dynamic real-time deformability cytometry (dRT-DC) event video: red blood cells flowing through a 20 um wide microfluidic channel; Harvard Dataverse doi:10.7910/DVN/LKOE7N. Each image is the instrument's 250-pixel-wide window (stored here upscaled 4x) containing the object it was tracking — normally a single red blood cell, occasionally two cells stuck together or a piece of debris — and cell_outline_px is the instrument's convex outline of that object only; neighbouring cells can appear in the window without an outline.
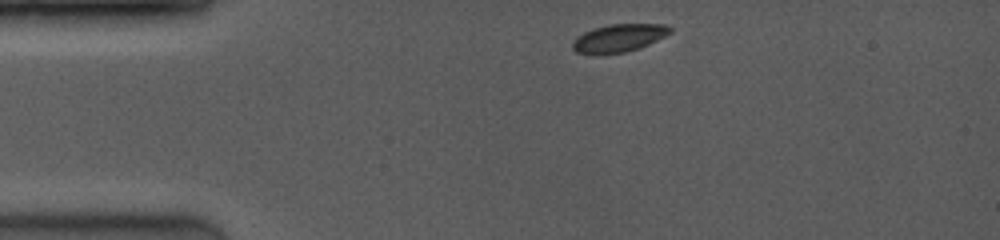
{"species": "common noctule bat (a hibernating species)", "species_latin": "Nyctalus noctula", "temperature_condition": "room temperature", "stored_images_in_passage": 48, "camera_frame_rate_fps": 4000, "um_per_image_px": 0.085, "animal": {"sex": "female", "body_mass_g": 19.0, "forearm_length_mm": 53.3}, "frame": {"image": 1, "passage_image": 1, "time_ms": 0.0, "image_size_px": [1000, 240], "cell_outline_px": [[672, 32], [648, 44], [624, 52], [596, 56], [592, 56], [576, 52], [572, 48], [572, 40], [576, 36], [592, 28], [608, 24], [668, 24], [672, 28]], "centroid_in_image_um": [52.53, 3.24], "position_along_channel_um": 32.5, "area_um2": 16.18}}
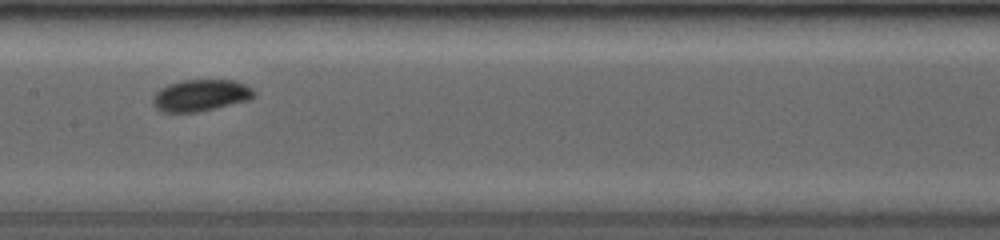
{"frame": {"image": 2, "passage_image": 21, "time_ms": 5.0, "image_size_px": [1000, 240], "cell_outline_px": [[256, 92], [248, 100], [200, 112], [160, 112], [152, 104], [152, 100], [156, 92], [172, 84], [188, 80], [232, 80], [244, 84]], "centroid_in_image_um": [17.05, 8.13], "position_along_channel_um": 190.4, "area_um2": 18.32}}
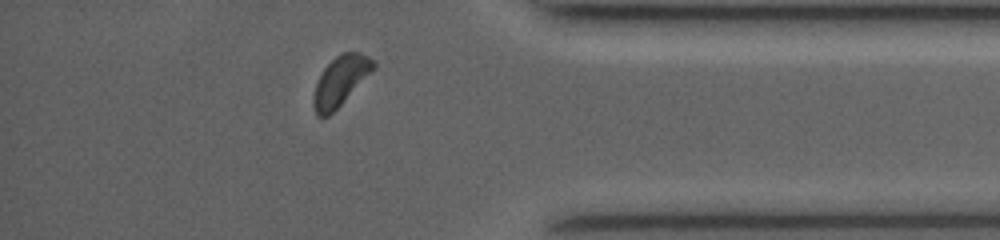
{"frame": {"image": 3, "passage_image": 43, "time_ms": 10.5, "image_size_px": [1000, 240], "cell_outline_px": [[376, 68], [328, 116], [316, 116], [312, 104], [312, 100], [316, 84], [324, 68], [336, 56], [344, 52], [360, 52], [368, 56], [376, 64]], "centroid_in_image_um": [28.93, 6.87], "position_along_channel_um": 406.3, "area_um2": 16.99}, "authors_computed_cell_mechanics": {"area_um2": 17.2244, "velocity_mm_per_s": 4.0871, "shape_relaxation_time_tau1_ms": 2.4413, "shape_relaxation_time_tau2_ms": 3.5717, "deformation_change_tau1": 0.0742, "deformation_change_tau2": 0.0731}}